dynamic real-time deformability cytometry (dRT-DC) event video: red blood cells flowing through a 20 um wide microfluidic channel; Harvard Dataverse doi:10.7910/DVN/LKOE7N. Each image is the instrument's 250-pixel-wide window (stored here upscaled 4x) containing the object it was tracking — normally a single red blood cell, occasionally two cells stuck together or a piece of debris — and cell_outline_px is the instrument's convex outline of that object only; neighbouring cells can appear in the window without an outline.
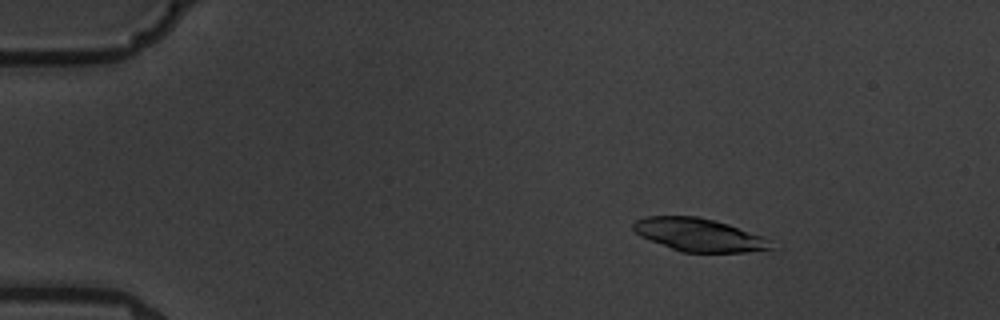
{"species": "common noctule bat (a hibernating species)", "species_latin": "Nyctalus noctula", "temperature_condition": "warm", "stored_images_in_passage": 7, "camera_frame_rate_fps": 3000, "um_per_image_px": 0.085, "animal": {"sex": "male", "body_mass_g": 19.5, "forearm_length_mm": 54.6}, "frame": {"image": 1, "passage_image": 3, "time_ms": 2.333, "image_size_px": [1000, 320], "cell_outline_px": [[772, 248], [744, 252], [680, 252], [640, 236], [632, 228], [632, 224], [636, 220], [648, 216], [696, 216], [728, 224], [760, 236]], "centroid_in_image_um": [59.29, 19.95], "position_along_channel_um": 25.7, "area_um2": 25.78}}